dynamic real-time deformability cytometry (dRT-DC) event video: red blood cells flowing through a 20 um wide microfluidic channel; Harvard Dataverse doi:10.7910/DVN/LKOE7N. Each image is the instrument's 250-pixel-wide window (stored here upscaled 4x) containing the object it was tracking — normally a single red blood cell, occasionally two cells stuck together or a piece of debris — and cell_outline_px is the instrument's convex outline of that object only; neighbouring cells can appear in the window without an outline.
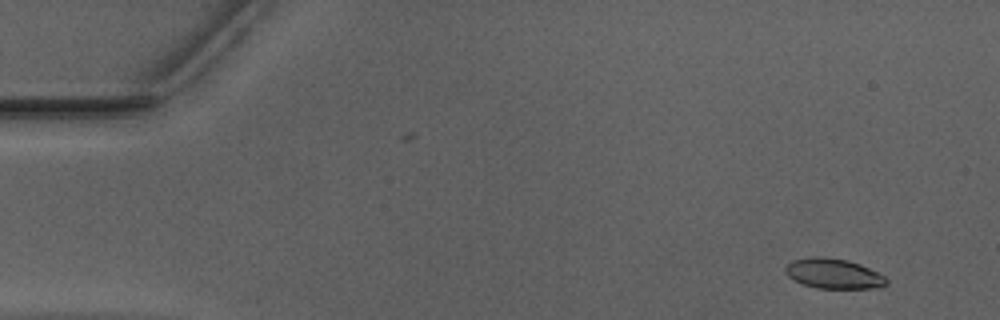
{"species": "Egyptian fruit bat (a non-hibernating species)", "species_latin": "Rousettus aegyptiacus", "temperature_condition": "warm", "stored_images_in_passage": 50, "camera_frame_rate_fps": 3000, "um_per_image_px": 0.085, "animal": {"sex": "male"}, "frame": {"image": 1, "passage_image": 2, "time_ms": 0.333, "image_size_px": [1000, 320], "cell_outline_px": [[888, 284], [880, 288], [816, 288], [792, 280], [784, 272], [784, 268], [792, 260], [808, 256], [824, 256], [848, 260], [860, 264], [884, 276], [888, 280]], "centroid_in_image_um": [70.82, 23.25], "position_along_channel_um": 14.2, "area_um2": 17.92}}
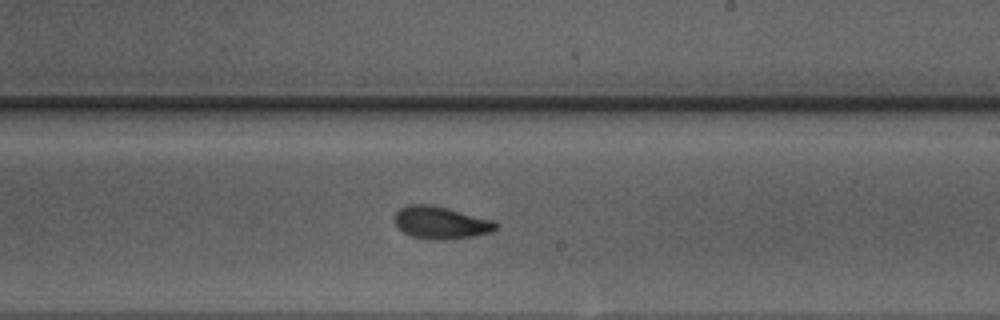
{"frame": {"image": 2, "passage_image": 29, "time_ms": 9.333, "image_size_px": [1000, 320], "cell_outline_px": [[496, 228], [492, 232], [472, 236], [448, 240], [432, 240], [412, 236], [404, 232], [392, 220], [396, 212], [400, 208], [408, 204], [428, 204], [448, 208], [496, 220]], "centroid_in_image_um": [37.47, 18.92], "position_along_channel_um": 251.5, "area_um2": 19.31}}
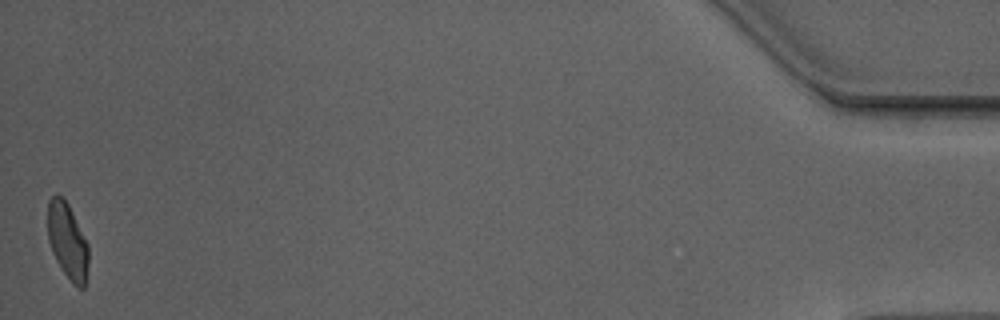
{"frame": {"image": 3, "passage_image": 50, "time_ms": 16.333, "image_size_px": [1000, 320], "cell_outline_px": [[88, 264], [84, 288], [80, 288], [64, 272], [56, 260], [52, 252], [48, 240], [48, 200], [52, 196], [60, 196], [68, 204], [88, 244]], "centroid_in_image_um": [5.73, 20.47], "position_along_channel_um": 429.5, "area_um2": 17.57}, "authors_computed_cell_mechanics": {"area_um2": 18.7561, "velocity_mm_per_s": 3.9572, "shape_relaxation_time_tau1_ms": 3.1827, "shape_relaxation_time_tau2_ms": 1.8718, "deformation_change_tau1": 0.16, "deformation_change_tau2": 0.0793}}